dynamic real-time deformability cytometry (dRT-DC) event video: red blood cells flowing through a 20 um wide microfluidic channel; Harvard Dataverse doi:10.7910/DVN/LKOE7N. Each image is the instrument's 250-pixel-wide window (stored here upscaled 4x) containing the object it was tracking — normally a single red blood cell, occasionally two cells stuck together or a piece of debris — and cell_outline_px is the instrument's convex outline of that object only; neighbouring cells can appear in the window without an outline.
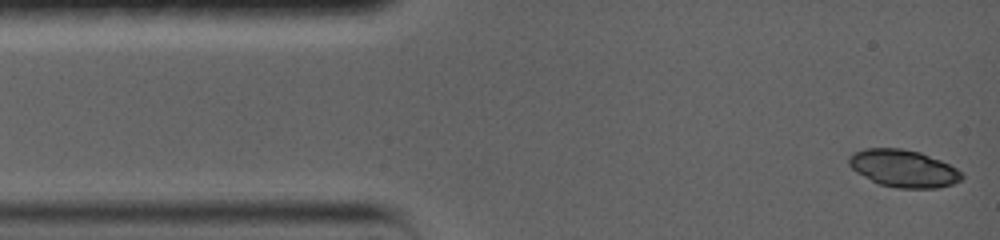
{"species": "common noctule bat (a hibernating species)", "species_latin": "Nyctalus noctula", "temperature_condition": "warm", "stored_images_in_passage": 4, "camera_frame_rate_fps": 5000, "um_per_image_px": 0.085, "animal": {"sex": "female", "body_mass_g": 19.0, "forearm_length_mm": 56.7}, "frame": {"image": 1, "passage_image": 1, "time_ms": 0.0, "image_size_px": [1000, 240], "cell_outline_px": [[964, 176], [960, 180], [952, 184], [936, 188], [896, 188], [880, 184], [856, 172], [848, 164], [848, 156], [852, 152], [864, 148], [900, 148], [920, 152], [940, 160], [956, 168]], "centroid_in_image_um": [76.76, 14.31], "position_along_channel_um": 8.2, "area_um2": 24.51}}
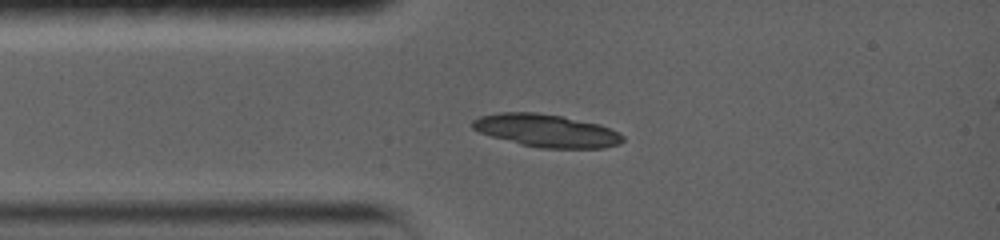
{"frame": {"image": 2, "passage_image": 4, "time_ms": 2.6, "image_size_px": [1000, 240], "cell_outline_px": [[624, 140], [620, 144], [604, 148], [540, 148], [520, 144], [492, 136], [480, 132], [472, 128], [472, 120], [480, 116], [500, 112], [532, 112], [560, 116], [596, 124], [608, 128], [624, 136]], "centroid_in_image_um": [46.43, 11.11], "position_along_channel_um": 38.6, "area_um2": 28.32}}